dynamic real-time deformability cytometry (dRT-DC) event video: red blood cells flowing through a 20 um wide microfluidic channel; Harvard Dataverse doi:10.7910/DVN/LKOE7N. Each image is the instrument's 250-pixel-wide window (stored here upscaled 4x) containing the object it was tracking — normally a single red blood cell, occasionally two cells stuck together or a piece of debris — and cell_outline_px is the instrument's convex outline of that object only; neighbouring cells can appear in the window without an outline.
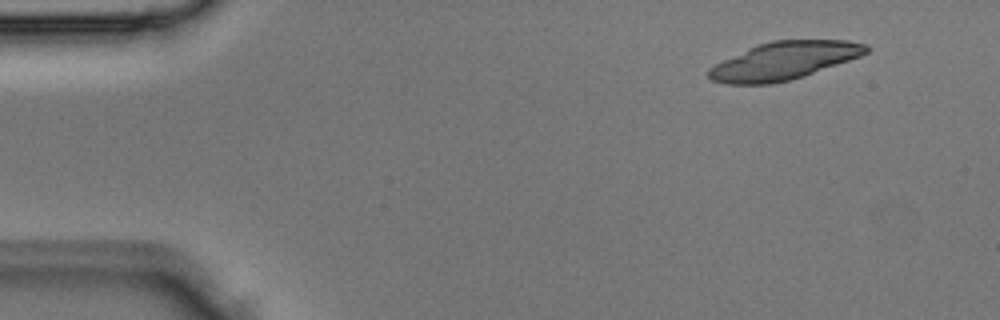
{"species": "Egyptian fruit bat (a non-hibernating species)", "species_latin": "Rousettus aegyptiacus", "temperature_condition": "room temperature", "stored_images_in_passage": 3, "camera_frame_rate_fps": 3000, "um_per_image_px": 0.085, "animal": {"sex": "male"}, "frame": {"image": 1, "passage_image": 1, "time_ms": 0.0, "image_size_px": [1000, 320], "cell_outline_px": [[868, 52], [860, 56], [804, 76], [772, 84], [724, 84], [712, 80], [708, 76], [708, 68], [756, 44], [772, 40], [848, 40], [868, 44]], "centroid_in_image_um": [66.64, 5.16], "position_along_channel_um": 18.4, "area_um2": 34.51}}